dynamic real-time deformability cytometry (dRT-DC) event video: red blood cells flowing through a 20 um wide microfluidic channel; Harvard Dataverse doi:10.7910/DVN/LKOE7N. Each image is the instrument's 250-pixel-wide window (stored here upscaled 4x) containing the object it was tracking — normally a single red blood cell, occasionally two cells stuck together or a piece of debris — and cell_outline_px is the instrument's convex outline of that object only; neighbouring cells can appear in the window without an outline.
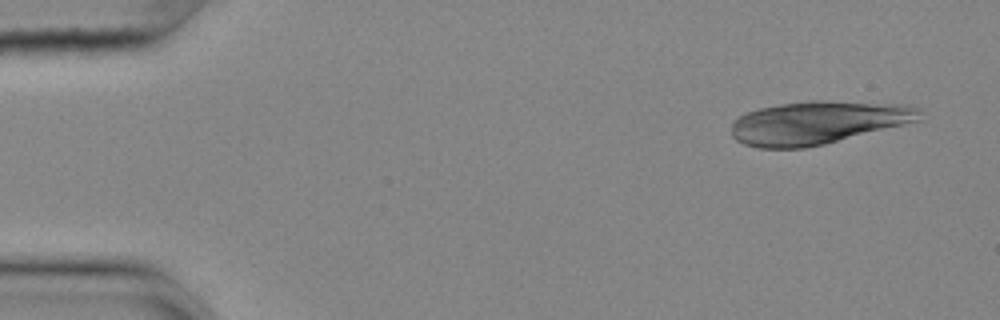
{"species": "common noctule bat (a hibernating species)", "species_latin": "Nyctalus noctula", "temperature_condition": "cold", "stored_images_in_passage": 51, "segment_of_instrument_passage": [1, 2], "camera_frame_rate_fps": 3000, "um_per_image_px": 0.085, "animal": {"sex": "female", "body_mass_g": 25.1}, "frame": {"image": 1, "passage_image": 1, "time_ms": 0.0, "image_size_px": [1000, 320], "cell_outline_px": [[920, 120], [824, 144], [804, 148], [760, 148], [744, 144], [736, 140], [732, 136], [732, 120], [748, 112], [760, 108], [780, 104], [808, 100], [824, 100], [908, 104], [920, 108]], "centroid_in_image_um": [69.51, 10.41], "position_along_channel_um": 15.5, "area_um2": 47.22}}
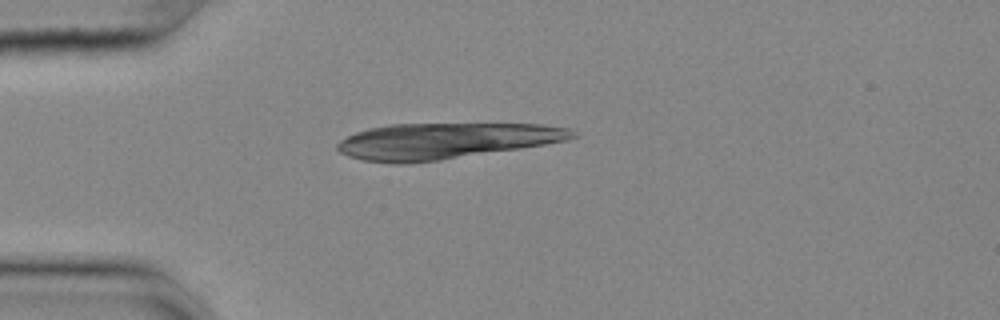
{"frame": {"image": 2, "passage_image": 11, "time_ms": 3.333, "image_size_px": [1000, 320], "cell_outline_px": [[580, 136], [568, 140], [520, 148], [440, 160], [404, 164], [392, 164], [364, 160], [348, 156], [340, 152], [336, 148], [336, 144], [340, 140], [356, 132], [368, 128], [392, 124], [540, 124], [572, 128]], "centroid_in_image_um": [37.87, 11.97], "position_along_channel_um": 47.1, "area_um2": 49.25}}